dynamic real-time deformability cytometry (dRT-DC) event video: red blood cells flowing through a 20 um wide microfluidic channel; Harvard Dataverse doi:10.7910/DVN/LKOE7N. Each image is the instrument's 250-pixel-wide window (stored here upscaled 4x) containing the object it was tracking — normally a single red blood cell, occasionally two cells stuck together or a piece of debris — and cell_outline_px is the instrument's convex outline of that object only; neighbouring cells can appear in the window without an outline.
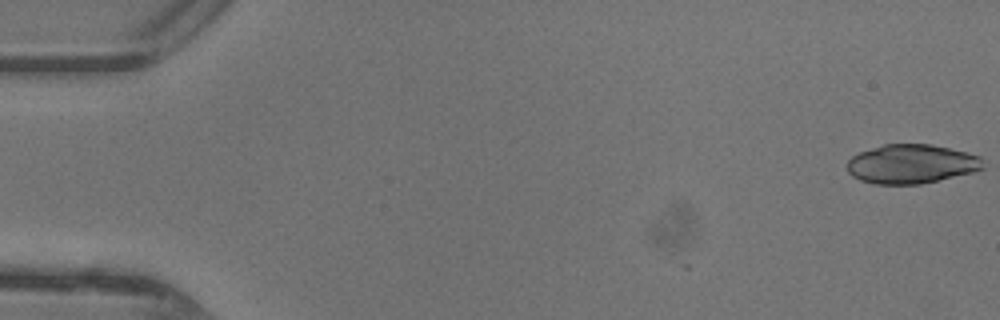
{"species": "common noctule bat (a hibernating species)", "species_latin": "Nyctalus noctula", "temperature_condition": "warm", "stored_images_in_passage": 6, "camera_frame_rate_fps": 3000, "um_per_image_px": 0.085, "animal": {"sex": "female"}, "frame": {"image": 1, "passage_image": 1, "time_ms": 0.0, "image_size_px": [1000, 320], "cell_outline_px": [[984, 168], [972, 172], [920, 184], [876, 184], [860, 180], [852, 176], [848, 172], [848, 160], [852, 156], [860, 152], [884, 144], [932, 144], [980, 156]], "centroid_in_image_um": [77.44, 13.94], "position_along_channel_um": 7.6, "area_um2": 30.69}}